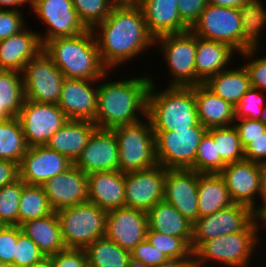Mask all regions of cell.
Here are the masks:
<instances>
[{"instance_id":"obj_1","label":"cell","mask_w":266,"mask_h":267,"mask_svg":"<svg viewBox=\"0 0 266 267\" xmlns=\"http://www.w3.org/2000/svg\"><path fill=\"white\" fill-rule=\"evenodd\" d=\"M91 30L101 62L108 70L134 59L152 45L155 47V38L149 33L138 4H115Z\"/></svg>"},{"instance_id":"obj_2","label":"cell","mask_w":266,"mask_h":267,"mask_svg":"<svg viewBox=\"0 0 266 267\" xmlns=\"http://www.w3.org/2000/svg\"><path fill=\"white\" fill-rule=\"evenodd\" d=\"M151 79L145 74L143 77L99 84L93 123L98 128L112 130L118 126L136 123L146 117Z\"/></svg>"},{"instance_id":"obj_3","label":"cell","mask_w":266,"mask_h":267,"mask_svg":"<svg viewBox=\"0 0 266 267\" xmlns=\"http://www.w3.org/2000/svg\"><path fill=\"white\" fill-rule=\"evenodd\" d=\"M43 51L65 78L105 80L110 73L101 62L91 29L76 36L51 39L43 45Z\"/></svg>"},{"instance_id":"obj_4","label":"cell","mask_w":266,"mask_h":267,"mask_svg":"<svg viewBox=\"0 0 266 267\" xmlns=\"http://www.w3.org/2000/svg\"><path fill=\"white\" fill-rule=\"evenodd\" d=\"M154 79L147 98V117L153 131H178L198 125L194 86H168L156 91Z\"/></svg>"},{"instance_id":"obj_5","label":"cell","mask_w":266,"mask_h":267,"mask_svg":"<svg viewBox=\"0 0 266 267\" xmlns=\"http://www.w3.org/2000/svg\"><path fill=\"white\" fill-rule=\"evenodd\" d=\"M66 248L85 249L105 237L107 212L87 201L56 212Z\"/></svg>"},{"instance_id":"obj_6","label":"cell","mask_w":266,"mask_h":267,"mask_svg":"<svg viewBox=\"0 0 266 267\" xmlns=\"http://www.w3.org/2000/svg\"><path fill=\"white\" fill-rule=\"evenodd\" d=\"M143 120L145 122L140 120L112 129L119 149V171L123 173L146 170L158 164L151 122L147 116Z\"/></svg>"},{"instance_id":"obj_7","label":"cell","mask_w":266,"mask_h":267,"mask_svg":"<svg viewBox=\"0 0 266 267\" xmlns=\"http://www.w3.org/2000/svg\"><path fill=\"white\" fill-rule=\"evenodd\" d=\"M259 231H240L203 242L195 251L196 267L215 261L227 267H248L259 244ZM258 241V242H257ZM256 248V249H255ZM208 261V263H207Z\"/></svg>"},{"instance_id":"obj_8","label":"cell","mask_w":266,"mask_h":267,"mask_svg":"<svg viewBox=\"0 0 266 267\" xmlns=\"http://www.w3.org/2000/svg\"><path fill=\"white\" fill-rule=\"evenodd\" d=\"M260 222L262 219L257 218L250 207L233 203L193 223L191 250L194 252L203 242L218 236L240 231H259Z\"/></svg>"},{"instance_id":"obj_9","label":"cell","mask_w":266,"mask_h":267,"mask_svg":"<svg viewBox=\"0 0 266 267\" xmlns=\"http://www.w3.org/2000/svg\"><path fill=\"white\" fill-rule=\"evenodd\" d=\"M207 131L200 123L177 132L154 131L158 164L166 169L193 170L197 148Z\"/></svg>"},{"instance_id":"obj_10","label":"cell","mask_w":266,"mask_h":267,"mask_svg":"<svg viewBox=\"0 0 266 267\" xmlns=\"http://www.w3.org/2000/svg\"><path fill=\"white\" fill-rule=\"evenodd\" d=\"M156 45L161 46L163 58L172 75L169 86L203 84L195 72L196 35L191 30L160 36L155 39Z\"/></svg>"},{"instance_id":"obj_11","label":"cell","mask_w":266,"mask_h":267,"mask_svg":"<svg viewBox=\"0 0 266 267\" xmlns=\"http://www.w3.org/2000/svg\"><path fill=\"white\" fill-rule=\"evenodd\" d=\"M21 74L26 100L58 104L65 77L43 49L26 63Z\"/></svg>"},{"instance_id":"obj_12","label":"cell","mask_w":266,"mask_h":267,"mask_svg":"<svg viewBox=\"0 0 266 267\" xmlns=\"http://www.w3.org/2000/svg\"><path fill=\"white\" fill-rule=\"evenodd\" d=\"M190 30L200 38L226 43L242 53V22L238 8L208 3Z\"/></svg>"},{"instance_id":"obj_13","label":"cell","mask_w":266,"mask_h":267,"mask_svg":"<svg viewBox=\"0 0 266 267\" xmlns=\"http://www.w3.org/2000/svg\"><path fill=\"white\" fill-rule=\"evenodd\" d=\"M19 119L28 147L44 146L68 121L58 104L24 100Z\"/></svg>"},{"instance_id":"obj_14","label":"cell","mask_w":266,"mask_h":267,"mask_svg":"<svg viewBox=\"0 0 266 267\" xmlns=\"http://www.w3.org/2000/svg\"><path fill=\"white\" fill-rule=\"evenodd\" d=\"M31 9L47 27L45 35L38 34L42 46L51 39L72 37L87 30L72 0H32Z\"/></svg>"},{"instance_id":"obj_15","label":"cell","mask_w":266,"mask_h":267,"mask_svg":"<svg viewBox=\"0 0 266 267\" xmlns=\"http://www.w3.org/2000/svg\"><path fill=\"white\" fill-rule=\"evenodd\" d=\"M166 168L156 166L125 173V207L148 212L164 198Z\"/></svg>"},{"instance_id":"obj_16","label":"cell","mask_w":266,"mask_h":267,"mask_svg":"<svg viewBox=\"0 0 266 267\" xmlns=\"http://www.w3.org/2000/svg\"><path fill=\"white\" fill-rule=\"evenodd\" d=\"M219 174L225 180L233 203L250 207L256 216L255 197L260 196L261 164L243 159L227 164Z\"/></svg>"},{"instance_id":"obj_17","label":"cell","mask_w":266,"mask_h":267,"mask_svg":"<svg viewBox=\"0 0 266 267\" xmlns=\"http://www.w3.org/2000/svg\"><path fill=\"white\" fill-rule=\"evenodd\" d=\"M199 173L192 169H166L163 200L194 223L198 213Z\"/></svg>"},{"instance_id":"obj_18","label":"cell","mask_w":266,"mask_h":267,"mask_svg":"<svg viewBox=\"0 0 266 267\" xmlns=\"http://www.w3.org/2000/svg\"><path fill=\"white\" fill-rule=\"evenodd\" d=\"M147 229L145 211L121 207L107 212L105 237L129 252L146 239Z\"/></svg>"},{"instance_id":"obj_19","label":"cell","mask_w":266,"mask_h":267,"mask_svg":"<svg viewBox=\"0 0 266 267\" xmlns=\"http://www.w3.org/2000/svg\"><path fill=\"white\" fill-rule=\"evenodd\" d=\"M97 81L99 84L100 80L64 79L58 107L68 120L94 121L98 101Z\"/></svg>"},{"instance_id":"obj_20","label":"cell","mask_w":266,"mask_h":267,"mask_svg":"<svg viewBox=\"0 0 266 267\" xmlns=\"http://www.w3.org/2000/svg\"><path fill=\"white\" fill-rule=\"evenodd\" d=\"M72 165L67 157L46 145L28 147L19 164V178L26 184L42 186Z\"/></svg>"},{"instance_id":"obj_21","label":"cell","mask_w":266,"mask_h":267,"mask_svg":"<svg viewBox=\"0 0 266 267\" xmlns=\"http://www.w3.org/2000/svg\"><path fill=\"white\" fill-rule=\"evenodd\" d=\"M73 164L86 174L119 170V149L114 131L97 128Z\"/></svg>"},{"instance_id":"obj_22","label":"cell","mask_w":266,"mask_h":267,"mask_svg":"<svg viewBox=\"0 0 266 267\" xmlns=\"http://www.w3.org/2000/svg\"><path fill=\"white\" fill-rule=\"evenodd\" d=\"M42 187L54 212L88 201L87 174L74 164Z\"/></svg>"},{"instance_id":"obj_23","label":"cell","mask_w":266,"mask_h":267,"mask_svg":"<svg viewBox=\"0 0 266 267\" xmlns=\"http://www.w3.org/2000/svg\"><path fill=\"white\" fill-rule=\"evenodd\" d=\"M149 33L156 39L167 34H178L190 30L181 19L179 0H140L138 3Z\"/></svg>"},{"instance_id":"obj_24","label":"cell","mask_w":266,"mask_h":267,"mask_svg":"<svg viewBox=\"0 0 266 267\" xmlns=\"http://www.w3.org/2000/svg\"><path fill=\"white\" fill-rule=\"evenodd\" d=\"M88 201L106 212L125 207V173L114 170L87 174Z\"/></svg>"},{"instance_id":"obj_25","label":"cell","mask_w":266,"mask_h":267,"mask_svg":"<svg viewBox=\"0 0 266 267\" xmlns=\"http://www.w3.org/2000/svg\"><path fill=\"white\" fill-rule=\"evenodd\" d=\"M42 49L38 33L24 28L19 33L0 40V70L22 72L26 63Z\"/></svg>"},{"instance_id":"obj_26","label":"cell","mask_w":266,"mask_h":267,"mask_svg":"<svg viewBox=\"0 0 266 267\" xmlns=\"http://www.w3.org/2000/svg\"><path fill=\"white\" fill-rule=\"evenodd\" d=\"M194 98L199 122L205 128L231 126L235 122V107L204 84L194 86Z\"/></svg>"},{"instance_id":"obj_27","label":"cell","mask_w":266,"mask_h":267,"mask_svg":"<svg viewBox=\"0 0 266 267\" xmlns=\"http://www.w3.org/2000/svg\"><path fill=\"white\" fill-rule=\"evenodd\" d=\"M97 128L92 121L68 120L49 139L46 146L74 163Z\"/></svg>"},{"instance_id":"obj_28","label":"cell","mask_w":266,"mask_h":267,"mask_svg":"<svg viewBox=\"0 0 266 267\" xmlns=\"http://www.w3.org/2000/svg\"><path fill=\"white\" fill-rule=\"evenodd\" d=\"M234 52V53H233ZM236 51L223 42L211 41L196 35L195 72L204 84L213 75L228 69ZM227 67V68H226Z\"/></svg>"},{"instance_id":"obj_29","label":"cell","mask_w":266,"mask_h":267,"mask_svg":"<svg viewBox=\"0 0 266 267\" xmlns=\"http://www.w3.org/2000/svg\"><path fill=\"white\" fill-rule=\"evenodd\" d=\"M148 228L157 232L183 238L189 245L193 236V223L170 203L162 200L148 212Z\"/></svg>"},{"instance_id":"obj_30","label":"cell","mask_w":266,"mask_h":267,"mask_svg":"<svg viewBox=\"0 0 266 267\" xmlns=\"http://www.w3.org/2000/svg\"><path fill=\"white\" fill-rule=\"evenodd\" d=\"M20 227L36 243L45 257L66 249L56 212L42 218L25 221Z\"/></svg>"},{"instance_id":"obj_31","label":"cell","mask_w":266,"mask_h":267,"mask_svg":"<svg viewBox=\"0 0 266 267\" xmlns=\"http://www.w3.org/2000/svg\"><path fill=\"white\" fill-rule=\"evenodd\" d=\"M204 85L234 107L251 87L249 74L244 65L235 69L229 67L210 77Z\"/></svg>"},{"instance_id":"obj_32","label":"cell","mask_w":266,"mask_h":267,"mask_svg":"<svg viewBox=\"0 0 266 267\" xmlns=\"http://www.w3.org/2000/svg\"><path fill=\"white\" fill-rule=\"evenodd\" d=\"M233 204L225 180L219 174H201L198 178L199 218Z\"/></svg>"},{"instance_id":"obj_33","label":"cell","mask_w":266,"mask_h":267,"mask_svg":"<svg viewBox=\"0 0 266 267\" xmlns=\"http://www.w3.org/2000/svg\"><path fill=\"white\" fill-rule=\"evenodd\" d=\"M24 100L21 72L0 70V122L17 117Z\"/></svg>"},{"instance_id":"obj_34","label":"cell","mask_w":266,"mask_h":267,"mask_svg":"<svg viewBox=\"0 0 266 267\" xmlns=\"http://www.w3.org/2000/svg\"><path fill=\"white\" fill-rule=\"evenodd\" d=\"M261 0H250L244 3L238 12L242 22V52L259 48L260 36L266 25V8Z\"/></svg>"},{"instance_id":"obj_35","label":"cell","mask_w":266,"mask_h":267,"mask_svg":"<svg viewBox=\"0 0 266 267\" xmlns=\"http://www.w3.org/2000/svg\"><path fill=\"white\" fill-rule=\"evenodd\" d=\"M89 267H127L130 252L106 237L95 240L85 249Z\"/></svg>"},{"instance_id":"obj_36","label":"cell","mask_w":266,"mask_h":267,"mask_svg":"<svg viewBox=\"0 0 266 267\" xmlns=\"http://www.w3.org/2000/svg\"><path fill=\"white\" fill-rule=\"evenodd\" d=\"M28 149L21 123L17 117L0 122V159L18 165Z\"/></svg>"},{"instance_id":"obj_37","label":"cell","mask_w":266,"mask_h":267,"mask_svg":"<svg viewBox=\"0 0 266 267\" xmlns=\"http://www.w3.org/2000/svg\"><path fill=\"white\" fill-rule=\"evenodd\" d=\"M48 198L41 185L26 184L22 181V192L18 208V226L28 220L52 214Z\"/></svg>"},{"instance_id":"obj_38","label":"cell","mask_w":266,"mask_h":267,"mask_svg":"<svg viewBox=\"0 0 266 267\" xmlns=\"http://www.w3.org/2000/svg\"><path fill=\"white\" fill-rule=\"evenodd\" d=\"M213 138L217 148V158L227 165L244 158V148L233 125L210 128L207 131Z\"/></svg>"},{"instance_id":"obj_39","label":"cell","mask_w":266,"mask_h":267,"mask_svg":"<svg viewBox=\"0 0 266 267\" xmlns=\"http://www.w3.org/2000/svg\"><path fill=\"white\" fill-rule=\"evenodd\" d=\"M225 166L221 158H217V148L212 136L206 132L197 148L193 170L201 174H216Z\"/></svg>"},{"instance_id":"obj_40","label":"cell","mask_w":266,"mask_h":267,"mask_svg":"<svg viewBox=\"0 0 266 267\" xmlns=\"http://www.w3.org/2000/svg\"><path fill=\"white\" fill-rule=\"evenodd\" d=\"M78 18L87 29L102 22L111 12L113 0H72Z\"/></svg>"},{"instance_id":"obj_41","label":"cell","mask_w":266,"mask_h":267,"mask_svg":"<svg viewBox=\"0 0 266 267\" xmlns=\"http://www.w3.org/2000/svg\"><path fill=\"white\" fill-rule=\"evenodd\" d=\"M22 192V180L0 188V225L18 226V208Z\"/></svg>"},{"instance_id":"obj_42","label":"cell","mask_w":266,"mask_h":267,"mask_svg":"<svg viewBox=\"0 0 266 267\" xmlns=\"http://www.w3.org/2000/svg\"><path fill=\"white\" fill-rule=\"evenodd\" d=\"M146 239L169 259L186 257L192 252L191 246L181 237H174L148 228Z\"/></svg>"},{"instance_id":"obj_43","label":"cell","mask_w":266,"mask_h":267,"mask_svg":"<svg viewBox=\"0 0 266 267\" xmlns=\"http://www.w3.org/2000/svg\"><path fill=\"white\" fill-rule=\"evenodd\" d=\"M44 258L36 243L27 236L20 226H17V243L14 255V263L19 267H31Z\"/></svg>"},{"instance_id":"obj_44","label":"cell","mask_w":266,"mask_h":267,"mask_svg":"<svg viewBox=\"0 0 266 267\" xmlns=\"http://www.w3.org/2000/svg\"><path fill=\"white\" fill-rule=\"evenodd\" d=\"M264 107L266 102L263 91L250 87L235 106V120L242 118L259 120Z\"/></svg>"},{"instance_id":"obj_45","label":"cell","mask_w":266,"mask_h":267,"mask_svg":"<svg viewBox=\"0 0 266 267\" xmlns=\"http://www.w3.org/2000/svg\"><path fill=\"white\" fill-rule=\"evenodd\" d=\"M257 53H258V48H254V49H247L246 51L242 53H237V54L243 55L241 57H244L245 61H246V58L249 59L248 62L244 63L243 65L249 74L251 87L257 88L265 92L266 91V56H263V58L254 56ZM252 57H256V58L253 59Z\"/></svg>"},{"instance_id":"obj_46","label":"cell","mask_w":266,"mask_h":267,"mask_svg":"<svg viewBox=\"0 0 266 267\" xmlns=\"http://www.w3.org/2000/svg\"><path fill=\"white\" fill-rule=\"evenodd\" d=\"M130 256L136 261L142 262L147 267H154L167 261L169 258L158 251L147 239L138 243L131 251Z\"/></svg>"},{"instance_id":"obj_47","label":"cell","mask_w":266,"mask_h":267,"mask_svg":"<svg viewBox=\"0 0 266 267\" xmlns=\"http://www.w3.org/2000/svg\"><path fill=\"white\" fill-rule=\"evenodd\" d=\"M21 12L20 9H0V40L7 39L26 27L25 18Z\"/></svg>"},{"instance_id":"obj_48","label":"cell","mask_w":266,"mask_h":267,"mask_svg":"<svg viewBox=\"0 0 266 267\" xmlns=\"http://www.w3.org/2000/svg\"><path fill=\"white\" fill-rule=\"evenodd\" d=\"M49 258L53 267H89L84 249L66 248Z\"/></svg>"},{"instance_id":"obj_49","label":"cell","mask_w":266,"mask_h":267,"mask_svg":"<svg viewBox=\"0 0 266 267\" xmlns=\"http://www.w3.org/2000/svg\"><path fill=\"white\" fill-rule=\"evenodd\" d=\"M233 126L238 133L243 148L253 142V139L266 133V127L260 122V120L242 118L236 120V122L233 123Z\"/></svg>"},{"instance_id":"obj_50","label":"cell","mask_w":266,"mask_h":267,"mask_svg":"<svg viewBox=\"0 0 266 267\" xmlns=\"http://www.w3.org/2000/svg\"><path fill=\"white\" fill-rule=\"evenodd\" d=\"M17 225H0V261L14 263Z\"/></svg>"},{"instance_id":"obj_51","label":"cell","mask_w":266,"mask_h":267,"mask_svg":"<svg viewBox=\"0 0 266 267\" xmlns=\"http://www.w3.org/2000/svg\"><path fill=\"white\" fill-rule=\"evenodd\" d=\"M208 5V0H179L178 11L181 19L191 28Z\"/></svg>"},{"instance_id":"obj_52","label":"cell","mask_w":266,"mask_h":267,"mask_svg":"<svg viewBox=\"0 0 266 267\" xmlns=\"http://www.w3.org/2000/svg\"><path fill=\"white\" fill-rule=\"evenodd\" d=\"M244 158L260 164L266 162V133L253 139L244 148Z\"/></svg>"},{"instance_id":"obj_53","label":"cell","mask_w":266,"mask_h":267,"mask_svg":"<svg viewBox=\"0 0 266 267\" xmlns=\"http://www.w3.org/2000/svg\"><path fill=\"white\" fill-rule=\"evenodd\" d=\"M19 178V165L12 161L0 159V188Z\"/></svg>"},{"instance_id":"obj_54","label":"cell","mask_w":266,"mask_h":267,"mask_svg":"<svg viewBox=\"0 0 266 267\" xmlns=\"http://www.w3.org/2000/svg\"><path fill=\"white\" fill-rule=\"evenodd\" d=\"M261 185L260 196L262 199V205L256 206V217L262 219L266 215V162L261 164Z\"/></svg>"},{"instance_id":"obj_55","label":"cell","mask_w":266,"mask_h":267,"mask_svg":"<svg viewBox=\"0 0 266 267\" xmlns=\"http://www.w3.org/2000/svg\"><path fill=\"white\" fill-rule=\"evenodd\" d=\"M154 267H196L194 252H191L186 257L168 259Z\"/></svg>"},{"instance_id":"obj_56","label":"cell","mask_w":266,"mask_h":267,"mask_svg":"<svg viewBox=\"0 0 266 267\" xmlns=\"http://www.w3.org/2000/svg\"><path fill=\"white\" fill-rule=\"evenodd\" d=\"M250 0H208V3L214 6L227 8H240L244 3Z\"/></svg>"},{"instance_id":"obj_57","label":"cell","mask_w":266,"mask_h":267,"mask_svg":"<svg viewBox=\"0 0 266 267\" xmlns=\"http://www.w3.org/2000/svg\"><path fill=\"white\" fill-rule=\"evenodd\" d=\"M31 1L32 0H0V9H4V7L7 9L6 7H8L9 10H18L19 6L27 3L31 6Z\"/></svg>"},{"instance_id":"obj_58","label":"cell","mask_w":266,"mask_h":267,"mask_svg":"<svg viewBox=\"0 0 266 267\" xmlns=\"http://www.w3.org/2000/svg\"><path fill=\"white\" fill-rule=\"evenodd\" d=\"M31 267H53L50 261L49 257L44 258L42 261L39 263H36L35 265Z\"/></svg>"},{"instance_id":"obj_59","label":"cell","mask_w":266,"mask_h":267,"mask_svg":"<svg viewBox=\"0 0 266 267\" xmlns=\"http://www.w3.org/2000/svg\"><path fill=\"white\" fill-rule=\"evenodd\" d=\"M127 267H147L142 262L130 258Z\"/></svg>"},{"instance_id":"obj_60","label":"cell","mask_w":266,"mask_h":267,"mask_svg":"<svg viewBox=\"0 0 266 267\" xmlns=\"http://www.w3.org/2000/svg\"><path fill=\"white\" fill-rule=\"evenodd\" d=\"M140 0H113L115 4H138Z\"/></svg>"},{"instance_id":"obj_61","label":"cell","mask_w":266,"mask_h":267,"mask_svg":"<svg viewBox=\"0 0 266 267\" xmlns=\"http://www.w3.org/2000/svg\"><path fill=\"white\" fill-rule=\"evenodd\" d=\"M259 120L266 127V107L263 108L262 114Z\"/></svg>"},{"instance_id":"obj_62","label":"cell","mask_w":266,"mask_h":267,"mask_svg":"<svg viewBox=\"0 0 266 267\" xmlns=\"http://www.w3.org/2000/svg\"><path fill=\"white\" fill-rule=\"evenodd\" d=\"M0 267H19V266L15 263L2 262Z\"/></svg>"},{"instance_id":"obj_63","label":"cell","mask_w":266,"mask_h":267,"mask_svg":"<svg viewBox=\"0 0 266 267\" xmlns=\"http://www.w3.org/2000/svg\"><path fill=\"white\" fill-rule=\"evenodd\" d=\"M262 221L264 222L262 225L266 224V215L262 218Z\"/></svg>"}]
</instances>
